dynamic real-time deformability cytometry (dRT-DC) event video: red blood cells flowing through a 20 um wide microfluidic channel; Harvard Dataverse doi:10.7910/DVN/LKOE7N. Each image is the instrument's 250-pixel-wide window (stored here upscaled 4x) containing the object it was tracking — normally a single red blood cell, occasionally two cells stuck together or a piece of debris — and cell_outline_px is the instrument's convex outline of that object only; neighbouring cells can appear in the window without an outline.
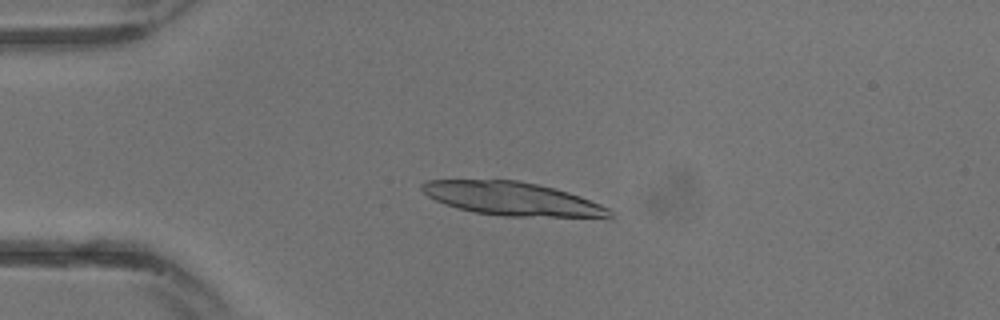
{"species": "common noctule bat (a hibernating species)", "species_latin": "Nyctalus noctula", "temperature_condition": "warm", "stored_images_in_passage": 14, "camera_frame_rate_fps": 3000, "um_per_image_px": 0.085, "animal": {"sex": "male", "body_mass_g": 13.3}, "frame": {"image": 1, "passage_image": 8, "time_ms": 2.333, "image_size_px": [1000, 320], "cell_outline_px": [[616, 216], [504, 216], [476, 212], [444, 204], [428, 196], [420, 188], [420, 184], [428, 180], [516, 180], [536, 184], [568, 192], [580, 196], [600, 204], [608, 208]], "centroid_in_image_um": [43.48, 16.88], "position_along_channel_um": 41.5, "area_um2": 35.78}}